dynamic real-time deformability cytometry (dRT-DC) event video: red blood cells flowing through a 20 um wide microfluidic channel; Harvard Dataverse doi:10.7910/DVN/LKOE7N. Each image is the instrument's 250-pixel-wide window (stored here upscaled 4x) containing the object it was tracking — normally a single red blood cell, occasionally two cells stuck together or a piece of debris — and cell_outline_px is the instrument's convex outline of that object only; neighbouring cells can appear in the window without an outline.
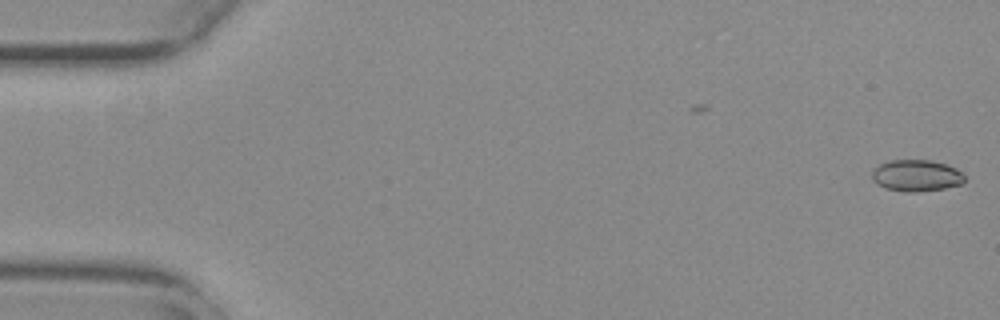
{"species": "common noctule bat (a hibernating species)", "species_latin": "Nyctalus noctula", "temperature_condition": "warm", "stored_images_in_passage": 55, "camera_frame_rate_fps": 3000, "um_per_image_px": 0.085, "animal": {"sex": "female", "body_mass_g": 29.2, "forearm_length_mm": 56.3}, "frame": {"image": 1, "passage_image": 1, "time_ms": 0.0, "image_size_px": [1000, 320], "cell_outline_px": [[964, 180], [960, 184], [944, 188], [916, 192], [904, 192], [884, 188], [876, 184], [872, 180], [872, 172], [880, 164], [892, 160], [928, 160], [944, 164], [956, 168], [964, 176]], "centroid_in_image_um": [77.85, 14.93], "position_along_channel_um": 7.1, "area_um2": 16.88}}
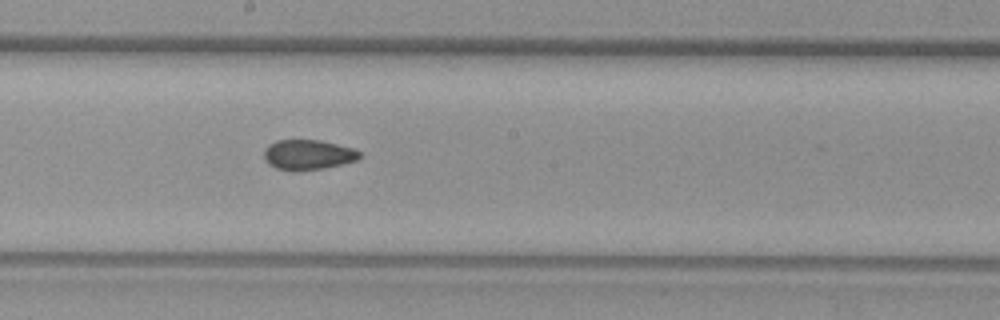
{"frame": {"image": 2, "passage_image": 30, "time_ms": 9.667, "image_size_px": [1000, 320], "cell_outline_px": [[364, 156], [356, 160], [324, 168], [296, 172], [292, 172], [276, 168], [268, 164], [264, 160], [264, 148], [268, 144], [276, 140], [320, 140], [352, 148], [360, 152]], "centroid_in_image_um": [26.14, 13.16], "position_along_channel_um": 222.1, "area_um2": 16.99}}
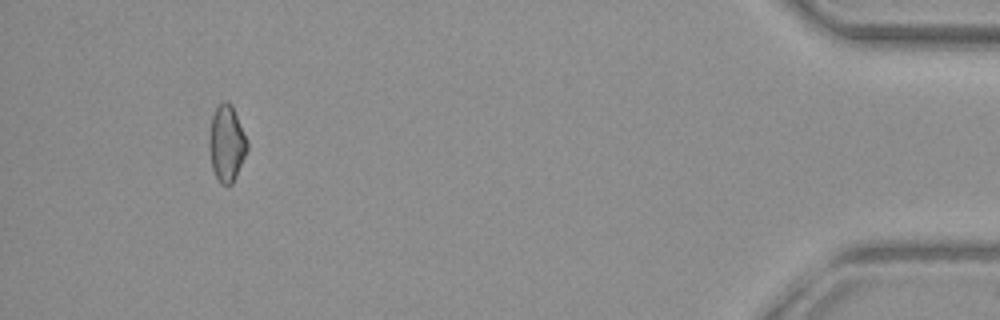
{"frame": {"image": 3, "passage_image": 51, "time_ms": 16.667, "image_size_px": [1000, 320], "cell_outline_px": [[248, 152], [232, 184], [220, 184], [212, 168], [208, 144], [208, 140], [212, 116], [216, 108], [224, 100], [228, 100], [232, 104], [248, 140]], "centroid_in_image_um": [19.28, 12.18], "position_along_channel_um": 415.9, "area_um2": 17.17}, "authors_computed_cell_mechanics": {"area_um2": 17.1088, "velocity_mm_per_s": 3.8205, "shape_relaxation_time_tau1_ms": null, "shape_relaxation_time_tau2_ms": 2.1102, "deformation_change_tau1": null, "deformation_change_tau2": 0.0528}}